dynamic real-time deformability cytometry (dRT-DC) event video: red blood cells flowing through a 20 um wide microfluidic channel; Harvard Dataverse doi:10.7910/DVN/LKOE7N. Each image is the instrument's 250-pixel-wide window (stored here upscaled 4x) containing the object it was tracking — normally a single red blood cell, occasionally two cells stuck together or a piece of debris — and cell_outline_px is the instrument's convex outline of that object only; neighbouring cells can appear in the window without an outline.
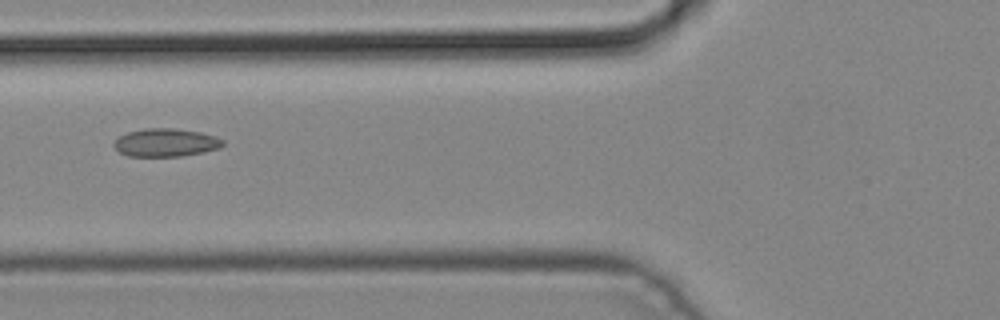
{"species": "common noctule bat (a hibernating species)", "species_latin": "Nyctalus noctula", "temperature_condition": "cold", "stored_images_in_passage": 7, "camera_frame_rate_fps": 3000, "um_per_image_px": 0.085, "animal": {"sex": "male", "body_mass_g": 19.2, "forearm_length_mm": 51.8}, "frame": {"image": 1, "passage_image": 6, "time_ms": 1.667, "image_size_px": [1000, 320], "cell_outline_px": [[224, 144], [220, 148], [204, 152], [180, 156], [128, 156], [120, 152], [112, 144], [120, 136], [128, 132], [144, 128], [172, 128], [200, 132], [216, 136], [224, 140]], "centroid_in_image_um": [14.11, 12.12], "position_along_channel_um": 111.7, "area_um2": 17.8}}
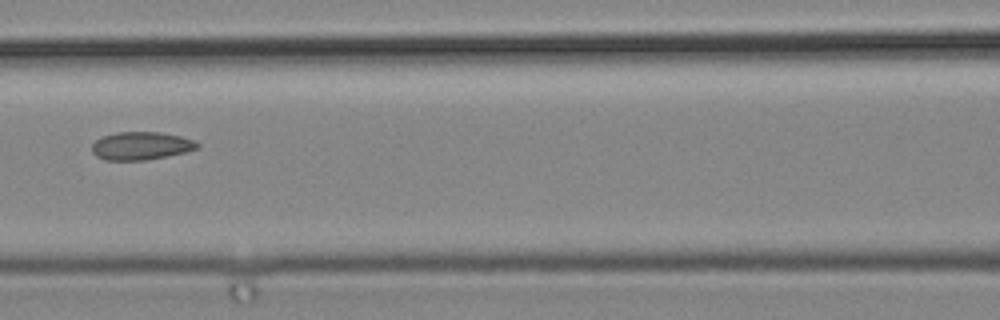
{"frame": {"image": 2, "passage_image": 7, "time_ms": 2.0, "image_size_px": [1000, 320], "cell_outline_px": [[200, 148], [168, 156], [144, 160], [104, 160], [96, 156], [92, 152], [92, 144], [96, 140], [104, 136], [116, 132], [160, 132], [180, 136], [192, 140], [200, 144]], "centroid_in_image_um": [11.98, 12.4], "position_along_channel_um": 154.6, "area_um2": 17.17}}